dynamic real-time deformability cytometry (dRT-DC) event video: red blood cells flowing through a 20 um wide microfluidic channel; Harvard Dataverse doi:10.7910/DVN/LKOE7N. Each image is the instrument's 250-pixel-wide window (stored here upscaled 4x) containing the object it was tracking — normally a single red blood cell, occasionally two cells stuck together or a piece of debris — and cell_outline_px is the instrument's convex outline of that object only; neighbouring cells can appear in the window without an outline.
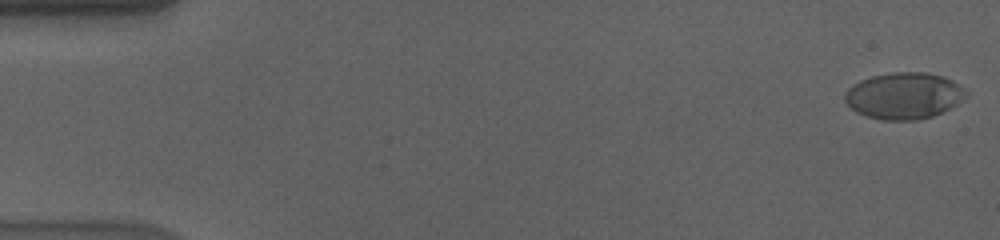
{"species": "human", "species_latin": "Homo sapiens", "temperature_condition": "cold", "stored_images_in_passage": 57, "camera_frame_rate_fps": 3000, "um_per_image_px": 0.085, "donor": {"sex": "male"}, "frame": {"image": 1, "passage_image": 1, "time_ms": 0.0, "image_size_px": [1000, 240], "cell_outline_px": [[968, 96], [956, 104], [932, 116], [916, 120], [884, 120], [868, 116], [856, 112], [844, 100], [844, 92], [852, 84], [860, 80], [872, 76], [896, 72], [924, 72], [944, 76], [952, 80], [964, 88], [968, 92]], "centroid_in_image_um": [76.83, 8.13], "position_along_channel_um": 8.2, "area_um2": 32.77}}
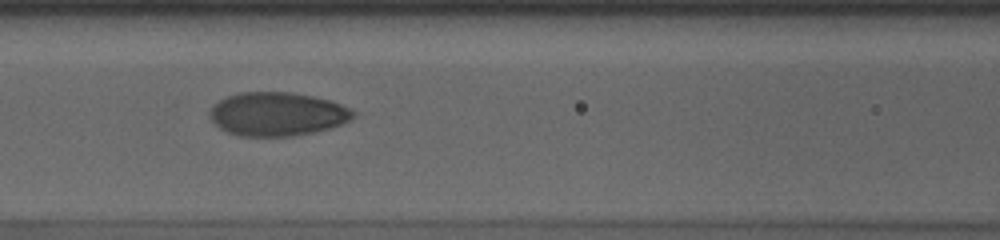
{"frame": {"image": 2, "passage_image": 25, "time_ms": 8.0, "image_size_px": [1000, 240], "cell_outline_px": [[356, 116], [352, 120], [332, 128], [292, 136], [236, 136], [220, 128], [208, 116], [208, 112], [220, 100], [228, 96], [240, 92], [292, 92], [312, 96], [328, 100], [352, 108], [356, 112]], "centroid_in_image_um": [23.6, 9.7], "position_along_channel_um": 143.0, "area_um2": 36.65}}
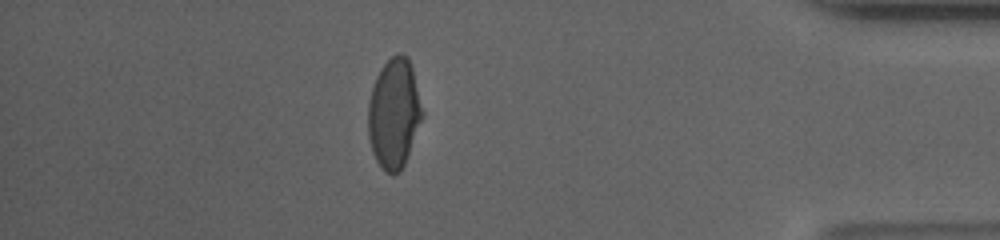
{"frame": {"image": 3, "passage_image": 50, "time_ms": 16.333, "image_size_px": [1000, 240], "cell_outline_px": [[424, 116], [404, 164], [392, 176], [384, 172], [376, 160], [372, 152], [368, 136], [368, 100], [376, 76], [380, 68], [392, 56], [400, 52], [404, 52], [408, 56], [412, 68], [424, 112]], "centroid_in_image_um": [33.49, 9.63], "position_along_channel_um": 401.7, "area_um2": 34.97}, "authors_computed_cell_mechanics": {"area_um2": 35.2002, "velocity_mm_per_s": 3.5791, "shape_relaxation_time_tau1_ms": 5.1954, "shape_relaxation_time_tau2_ms": 0.9184, "deformation_change_tau1": 0.1663, "deformation_change_tau2": 0.0446}}